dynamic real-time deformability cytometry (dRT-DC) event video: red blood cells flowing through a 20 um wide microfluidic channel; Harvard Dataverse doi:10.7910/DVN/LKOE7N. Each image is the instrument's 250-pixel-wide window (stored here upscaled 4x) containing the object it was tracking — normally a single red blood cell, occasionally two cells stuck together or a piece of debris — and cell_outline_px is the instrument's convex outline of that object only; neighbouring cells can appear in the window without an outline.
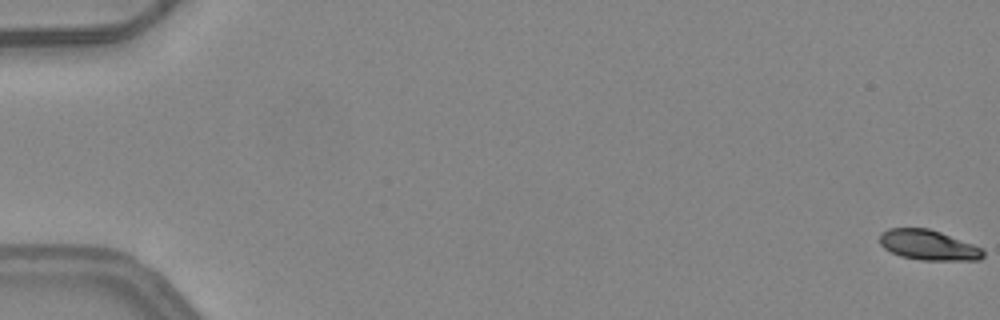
{"species": "common noctule bat (a hibernating species)", "species_latin": "Nyctalus noctula", "temperature_condition": "warm", "stored_images_in_passage": 7, "camera_frame_rate_fps": 3000, "um_per_image_px": 0.085, "animal": {"sex": "female", "body_mass_g": 24.6, "forearm_length_mm": 56.2}, "frame": {"image": 1, "passage_image": 1, "time_ms": 0.0, "image_size_px": [1000, 320], "cell_outline_px": [[984, 256], [980, 260], [920, 260], [900, 256], [884, 248], [880, 244], [880, 232], [888, 228], [928, 228], [940, 232], [972, 244], [980, 248], [984, 252]], "centroid_in_image_um": [78.88, 20.83], "position_along_channel_um": 6.1, "area_um2": 18.09}}
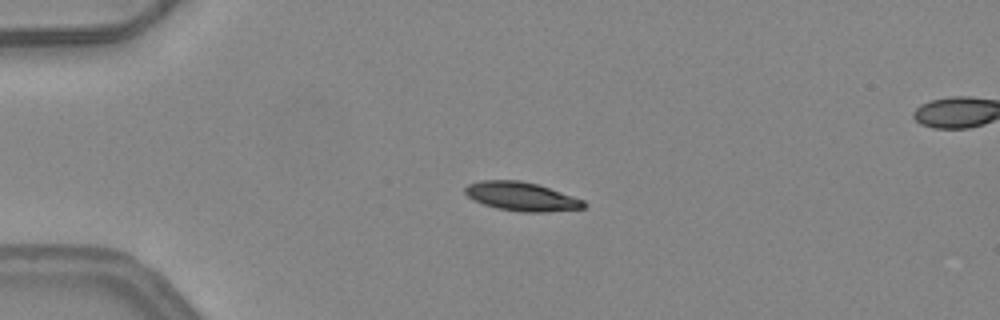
{"frame": {"image": 2, "passage_image": 4, "time_ms": 1.0, "image_size_px": [1000, 320], "cell_outline_px": [[588, 204], [584, 208], [544, 212], [520, 212], [496, 208], [472, 200], [464, 192], [464, 188], [468, 184], [480, 180], [520, 180], [536, 184], [584, 200]], "centroid_in_image_um": [44.3, 16.7], "position_along_channel_um": 40.7, "area_um2": 19.88}}